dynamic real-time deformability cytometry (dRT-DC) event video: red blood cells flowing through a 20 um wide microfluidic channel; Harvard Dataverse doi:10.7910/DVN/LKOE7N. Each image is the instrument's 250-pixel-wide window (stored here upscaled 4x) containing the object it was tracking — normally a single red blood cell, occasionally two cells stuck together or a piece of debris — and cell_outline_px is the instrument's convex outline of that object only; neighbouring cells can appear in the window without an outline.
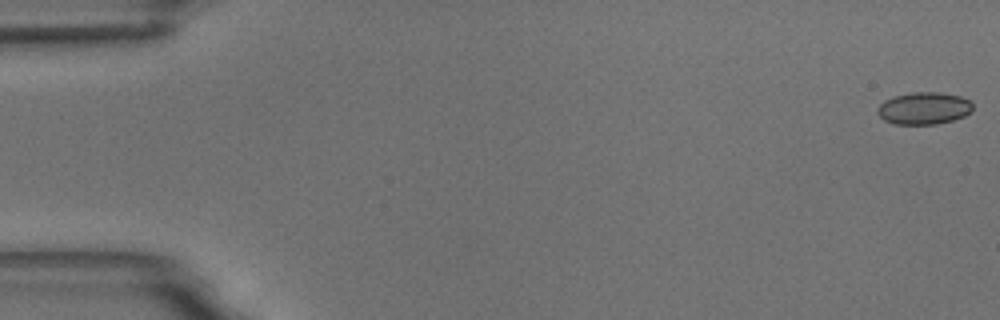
{"species": "common noctule bat (a hibernating species)", "species_latin": "Nyctalus noctula", "temperature_condition": "room temperature", "stored_images_in_passage": 9, "camera_frame_rate_fps": 3000, "um_per_image_px": 0.085, "animal": {"sex": "male", "body_mass_g": 18.8}, "frame": {"image": 1, "passage_image": 1, "time_ms": 0.0, "image_size_px": [1000, 320], "cell_outline_px": [[972, 112], [964, 116], [952, 120], [936, 124], [892, 124], [884, 120], [876, 112], [876, 108], [884, 100], [892, 96], [912, 92], [940, 92], [960, 96], [968, 100], [972, 104]], "centroid_in_image_um": [78.5, 9.2], "position_along_channel_um": 6.5, "area_um2": 18.03}}